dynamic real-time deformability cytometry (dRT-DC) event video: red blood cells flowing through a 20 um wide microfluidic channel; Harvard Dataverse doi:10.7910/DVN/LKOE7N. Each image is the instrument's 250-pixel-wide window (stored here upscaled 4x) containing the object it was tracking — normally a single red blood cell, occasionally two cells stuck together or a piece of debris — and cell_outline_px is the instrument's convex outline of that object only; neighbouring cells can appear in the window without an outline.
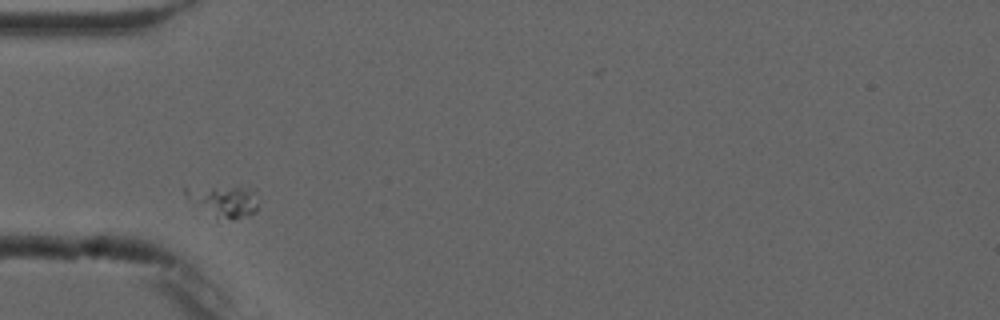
{"species": "common noctule bat (a hibernating species)", "species_latin": "Nyctalus noctula", "temperature_condition": "cold", "stored_images_in_passage": 4, "camera_frame_rate_fps": 3000, "um_per_image_px": 0.085, "animal": {"sex": "male", "forearm_length_mm": 52.5}, "frame": {"image": 1, "passage_image": 1, "time_ms": 0.0, "image_size_px": [1000, 320], "cell_outline_px": [[256, 212], [232, 220], [216, 216], [184, 196], [184, 184], [236, 184], [248, 192], [256, 204]], "centroid_in_image_um": [18.84, 16.96], "position_along_channel_um": 66.2, "area_um2": 13.41}}
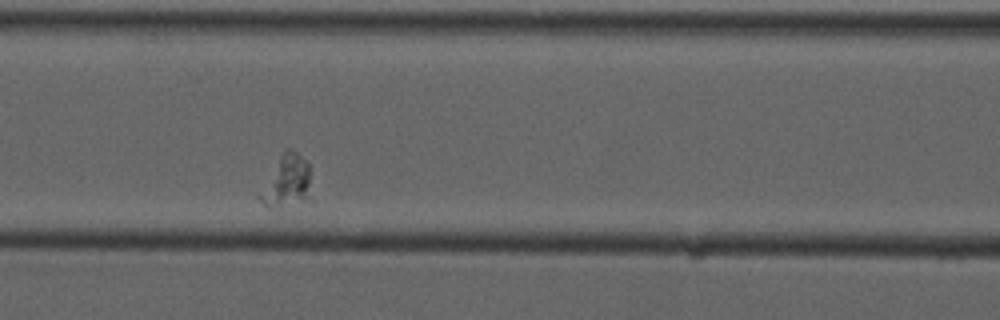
{"frame": {"image": 2, "passage_image": 3, "time_ms": 2.333, "image_size_px": [1000, 320], "cell_outline_px": [[308, 184], [304, 196], [268, 208], [256, 196], [284, 148], [292, 148], [308, 164]], "centroid_in_image_um": [24.24, 15.29], "position_along_channel_um": 142.4, "area_um2": 14.16}}
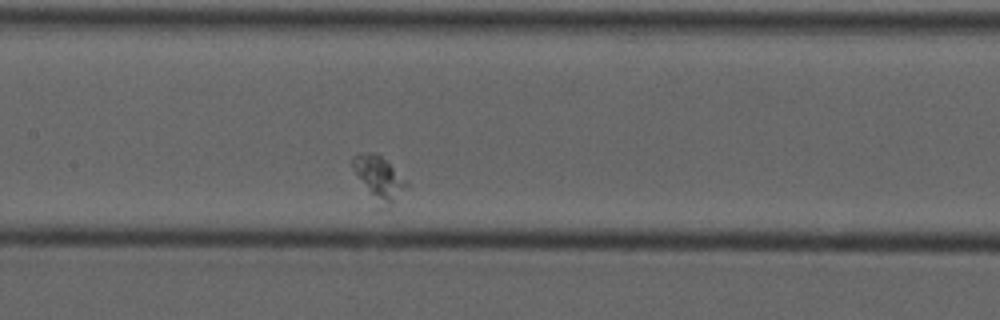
{"frame": {"image": 3, "passage_image": 4, "time_ms": 3.333, "image_size_px": [1000, 320], "cell_outline_px": [[408, 184], [392, 204], [388, 208], [380, 212], [372, 212], [352, 168], [352, 160], [356, 156], [368, 152], [376, 152]], "centroid_in_image_um": [32.1, 15.37], "position_along_channel_um": 175.3, "area_um2": 14.68}}